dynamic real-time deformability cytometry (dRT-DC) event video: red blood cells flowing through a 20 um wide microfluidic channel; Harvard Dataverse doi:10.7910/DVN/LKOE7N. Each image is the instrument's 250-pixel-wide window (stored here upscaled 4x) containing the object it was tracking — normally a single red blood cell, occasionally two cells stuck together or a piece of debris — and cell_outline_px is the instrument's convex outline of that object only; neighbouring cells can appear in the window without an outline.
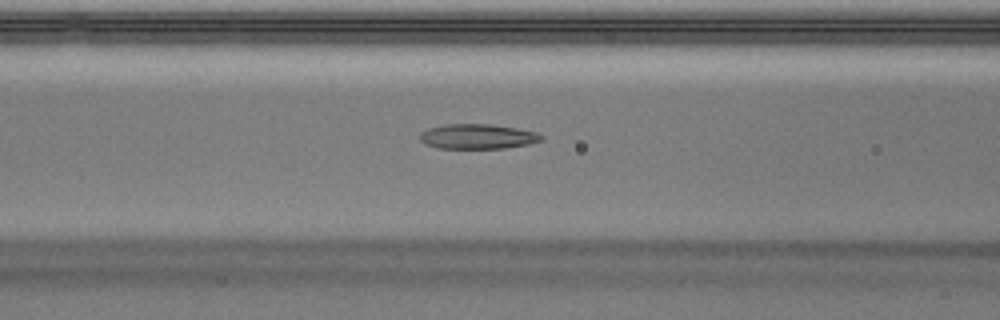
{"species": "Egyptian fruit bat (a non-hibernating species)", "species_latin": "Rousettus aegyptiacus", "temperature_condition": "warm", "stored_images_in_passage": 50, "camera_frame_rate_fps": 3000, "um_per_image_px": 0.085, "animal": {"sex": "male"}, "frame": {"image": 1, "passage_image": 21, "time_ms": 6.667, "image_size_px": [1000, 320], "cell_outline_px": [[544, 136], [540, 140], [528, 144], [504, 148], [440, 148], [424, 144], [420, 140], [420, 132], [428, 128], [444, 124], [488, 124], [516, 128], [536, 132]], "centroid_in_image_um": [40.55, 11.6], "position_along_channel_um": 126.1, "area_um2": 17.51}}
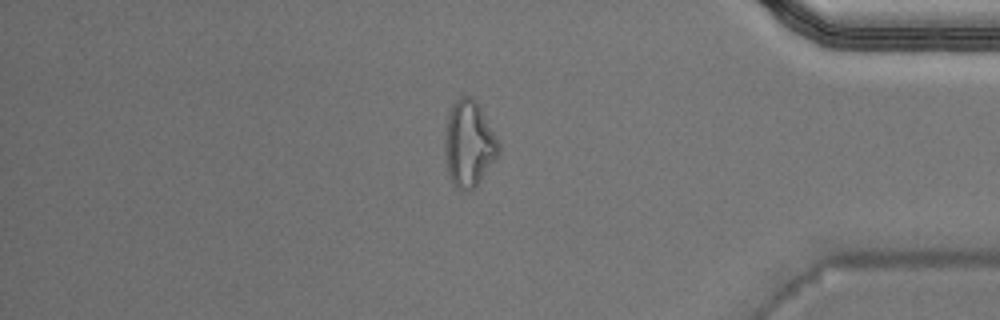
{"frame": {"image": 2, "passage_image": 43, "time_ms": 14.0, "image_size_px": [1000, 320], "cell_outline_px": [[500, 152], [476, 188], [456, 188], [452, 184], [448, 172], [444, 148], [448, 112], [452, 104], [460, 96], [472, 96], [476, 100], [500, 144]], "centroid_in_image_um": [39.86, 12.2], "position_along_channel_um": 395.3, "area_um2": 26.82}}
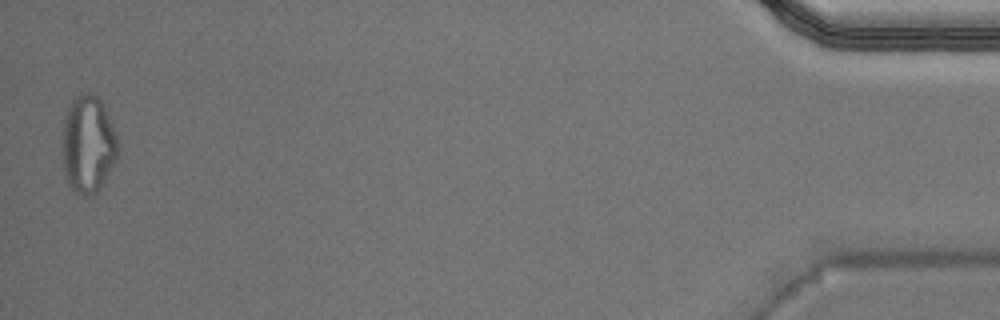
{"frame": {"image": 3, "passage_image": 50, "time_ms": 16.333, "image_size_px": [1000, 320], "cell_outline_px": [[120, 148], [116, 160], [104, 184], [92, 196], [76, 192], [68, 184], [64, 172], [64, 120], [68, 108], [72, 100], [80, 92], [92, 92], [104, 104], [120, 144]], "centroid_in_image_um": [7.54, 12.25], "position_along_channel_um": 427.7, "area_um2": 31.62}, "authors_computed_cell_mechanics": {"area_um2": 18.3226, "velocity_mm_per_s": 4.0456, "shape_relaxation_time_tau1_ms": null, "shape_relaxation_time_tau2_ms": 2.6593, "deformation_change_tau1": null, "deformation_change_tau2": 0.1118}}